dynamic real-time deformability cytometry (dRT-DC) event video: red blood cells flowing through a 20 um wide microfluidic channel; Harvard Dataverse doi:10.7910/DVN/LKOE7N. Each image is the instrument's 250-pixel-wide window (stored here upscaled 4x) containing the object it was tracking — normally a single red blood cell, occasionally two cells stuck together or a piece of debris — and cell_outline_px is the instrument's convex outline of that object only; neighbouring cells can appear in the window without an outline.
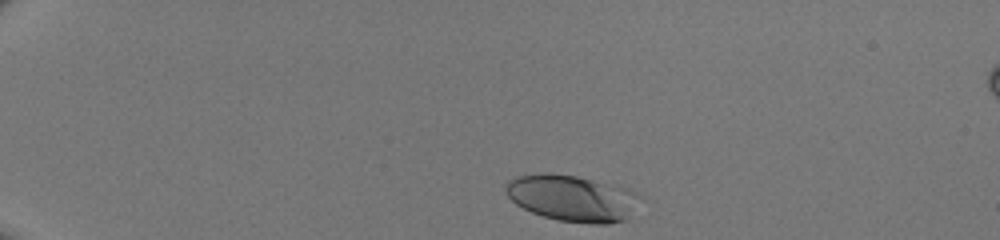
{"species": "human", "species_latin": "Homo sapiens", "temperature_condition": "room temperature", "stored_images_in_passage": 34, "camera_frame_rate_fps": 3000, "um_per_image_px": 0.085, "donor": {"sex": "male"}, "frame": {"image": 1, "passage_image": 1, "time_ms": 0.0, "image_size_px": [1000, 240], "cell_outline_px": [[644, 196], [628, 220], [608, 224], [588, 224], [556, 220], [532, 212], [516, 204], [504, 192], [504, 188], [508, 180], [516, 176], [544, 172], [552, 172], [576, 176], [624, 188], [636, 192]], "centroid_in_image_um": [48.66, 16.85], "position_along_channel_um": 36.3, "area_um2": 36.76}}
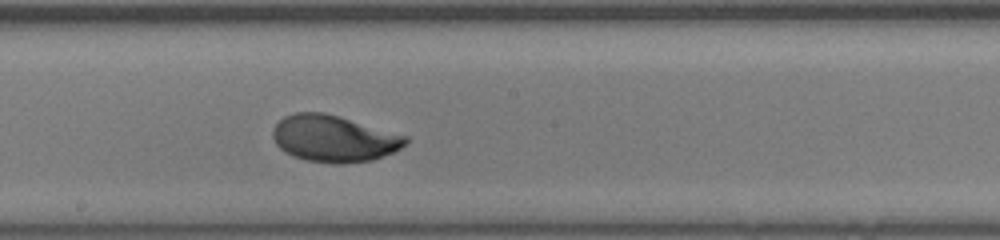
{"frame": {"image": 2, "passage_image": 20, "time_ms": 6.333, "image_size_px": [1000, 240], "cell_outline_px": [[408, 140], [400, 148], [392, 152], [372, 160], [344, 164], [336, 164], [308, 160], [292, 156], [280, 148], [276, 144], [272, 136], [272, 128], [284, 116], [296, 112], [324, 112], [340, 116], [408, 136]], "centroid_in_image_um": [28.35, 11.77], "position_along_channel_um": 219.8, "area_um2": 36.07}}
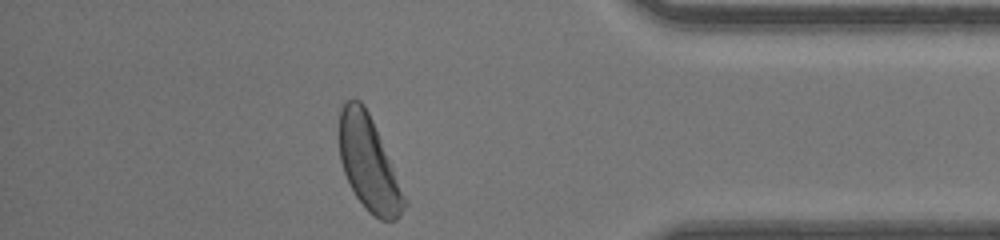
{"frame": {"image": 3, "passage_image": 34, "time_ms": 11.0, "image_size_px": [1000, 240], "cell_outline_px": [[408, 204], [396, 220], [380, 220], [368, 212], [356, 196], [344, 172], [340, 160], [340, 108], [344, 100], [352, 96], [360, 100], [364, 104], [372, 120], [408, 200]], "centroid_in_image_um": [31.35, 13.89], "position_along_channel_um": 403.8, "area_um2": 35.6}}